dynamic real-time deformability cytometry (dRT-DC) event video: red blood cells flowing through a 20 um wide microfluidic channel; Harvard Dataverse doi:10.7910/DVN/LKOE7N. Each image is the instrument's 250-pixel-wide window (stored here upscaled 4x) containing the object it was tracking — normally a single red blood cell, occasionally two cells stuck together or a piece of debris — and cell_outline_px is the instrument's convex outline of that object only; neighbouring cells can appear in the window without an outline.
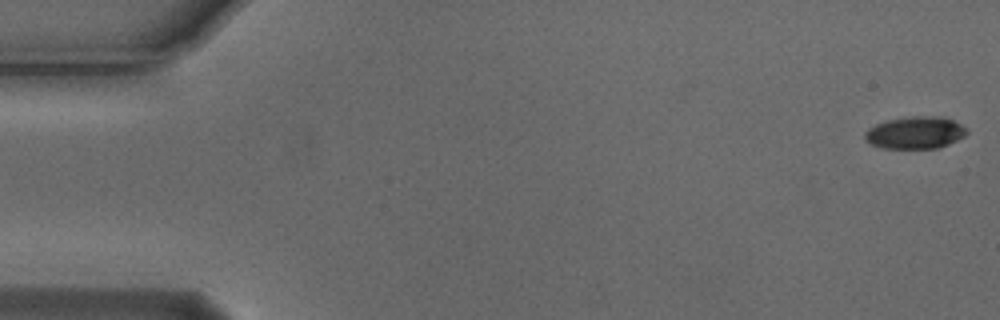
{"species": "Egyptian fruit bat (a non-hibernating species)", "species_latin": "Rousettus aegyptiacus", "temperature_condition": "cold", "stored_images_in_passage": 6, "camera_frame_rate_fps": 3000, "um_per_image_px": 0.085, "animal": {"sex": "male"}, "frame": {"image": 1, "passage_image": 1, "time_ms": 0.0, "image_size_px": [1000, 320], "cell_outline_px": [[968, 132], [964, 136], [948, 144], [936, 148], [884, 148], [872, 144], [864, 136], [864, 132], [868, 128], [876, 124], [888, 120], [912, 116], [944, 116], [968, 128]], "centroid_in_image_um": [77.82, 11.26], "position_along_channel_um": 7.2, "area_um2": 19.02}}
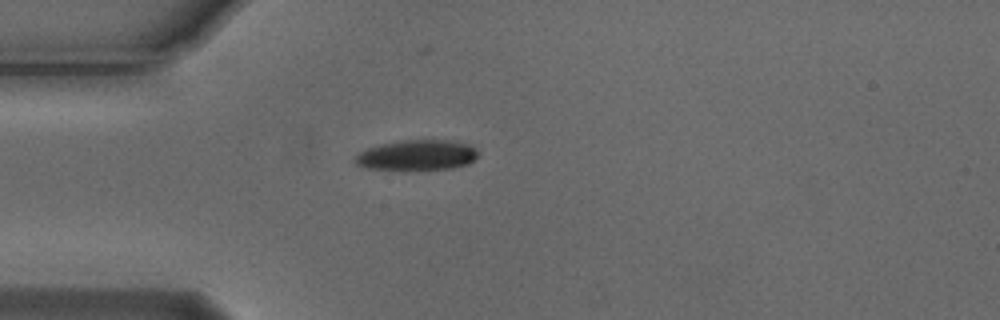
{"frame": {"image": 2, "passage_image": 5, "time_ms": 1.333, "image_size_px": [1000, 320], "cell_outline_px": [[476, 156], [468, 164], [452, 168], [364, 168], [356, 164], [356, 156], [360, 152], [368, 148], [400, 140], [456, 140], [472, 144], [476, 148]], "centroid_in_image_um": [35.5, 13.15], "position_along_channel_um": 49.5, "area_um2": 21.15}}